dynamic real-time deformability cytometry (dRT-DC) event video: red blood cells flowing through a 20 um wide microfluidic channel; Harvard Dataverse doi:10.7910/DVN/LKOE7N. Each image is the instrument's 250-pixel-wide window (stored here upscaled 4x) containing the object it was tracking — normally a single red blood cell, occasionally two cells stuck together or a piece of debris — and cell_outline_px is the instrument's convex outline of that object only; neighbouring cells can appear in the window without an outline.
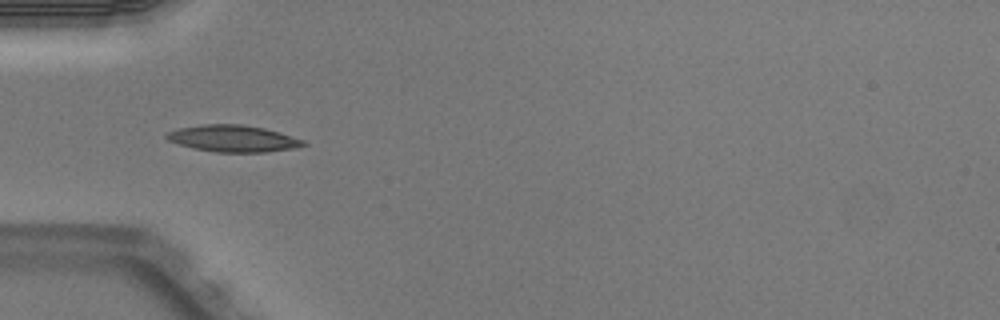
{"species": "Egyptian fruit bat (a non-hibernating species)", "species_latin": "Rousettus aegyptiacus", "temperature_condition": "warm", "stored_images_in_passage": 31, "camera_frame_rate_fps": 3000, "um_per_image_px": 0.085, "animal": {"sex": "male"}, "frame": {"image": 1, "passage_image": 1, "time_ms": 0.0, "image_size_px": [1000, 320], "cell_outline_px": [[308, 144], [296, 148], [264, 152], [216, 152], [196, 148], [180, 144], [168, 140], [164, 136], [168, 132], [180, 128], [200, 124], [240, 124], [264, 128], [280, 132], [304, 140]], "centroid_in_image_um": [19.85, 11.77], "position_along_channel_um": 65.2, "area_um2": 21.15}}
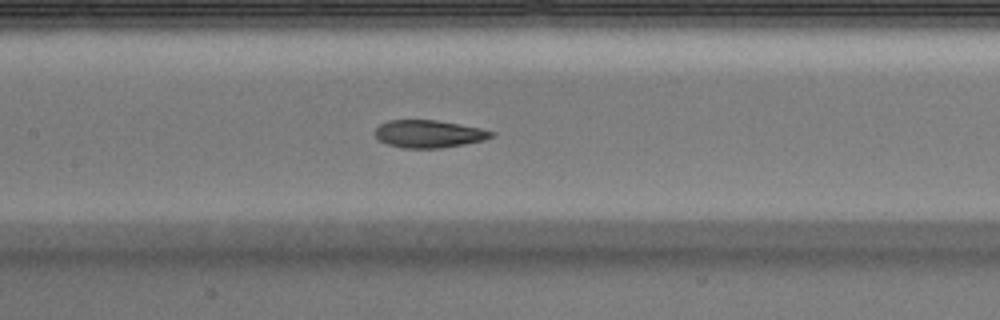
{"frame": {"image": 2, "passage_image": 9, "time_ms": 2.667, "image_size_px": [1000, 320], "cell_outline_px": [[496, 136], [484, 140], [464, 144], [440, 148], [400, 148], [388, 144], [380, 140], [376, 136], [376, 128], [380, 124], [388, 120], [436, 120], [460, 124], [480, 128], [496, 132]], "centroid_in_image_um": [36.49, 11.38], "position_along_channel_um": 170.9, "area_um2": 18.73}}
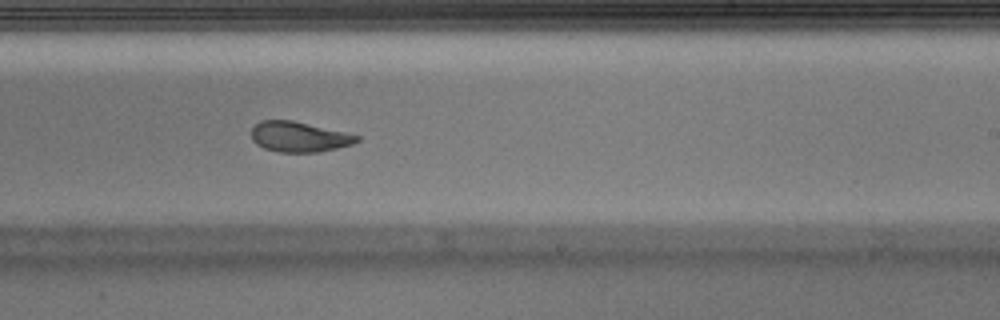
{"frame": {"image": 3, "passage_image": 16, "time_ms": 5.0, "image_size_px": [1000, 320], "cell_outline_px": [[360, 140], [352, 144], [336, 148], [316, 152], [280, 152], [264, 148], [256, 144], [252, 140], [252, 128], [260, 120], [292, 120], [344, 132], [360, 136]], "centroid_in_image_um": [25.4, 11.63], "position_along_channel_um": 263.6, "area_um2": 18.44}, "authors_computed_cell_mechanics": {"area_um2": 19.8254, "velocity_mm_per_s": 3.9818, "shape_relaxation_time_tau1_ms": 9.8518, "shape_relaxation_time_tau2_ms": 1.7829, "deformation_change_tau1": 0.2548, "deformation_change_tau2": 0.0726}}